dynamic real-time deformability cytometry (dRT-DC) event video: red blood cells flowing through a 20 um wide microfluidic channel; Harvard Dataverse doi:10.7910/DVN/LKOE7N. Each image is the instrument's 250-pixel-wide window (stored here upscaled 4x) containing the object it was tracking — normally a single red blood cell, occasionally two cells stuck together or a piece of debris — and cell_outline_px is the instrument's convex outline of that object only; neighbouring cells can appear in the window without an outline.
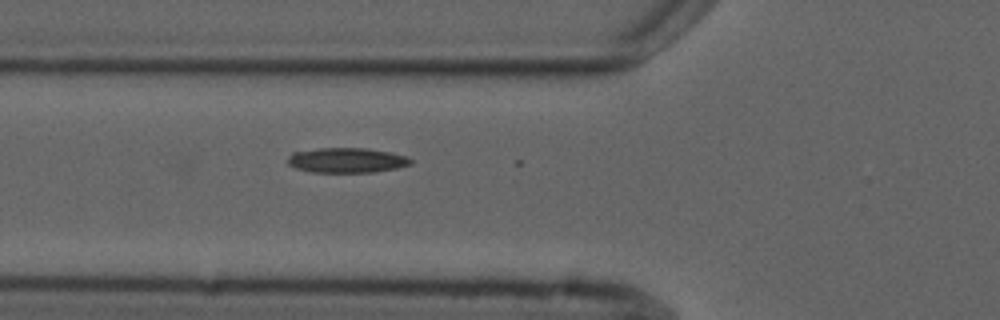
{"species": "common noctule bat (a hibernating species)", "species_latin": "Nyctalus noctula", "temperature_condition": "cold", "stored_images_in_passage": 3, "camera_frame_rate_fps": 3000, "um_per_image_px": 0.085, "animal": {"sex": "male", "forearm_length_mm": 52.5}, "frame": {"image": 1, "passage_image": 3, "time_ms": 2.333, "image_size_px": [1000, 320], "cell_outline_px": [[412, 164], [396, 168], [376, 172], [312, 172], [296, 168], [288, 164], [288, 156], [292, 152], [320, 148], [368, 148], [392, 152], [404, 156], [412, 160]], "centroid_in_image_um": [29.47, 13.62], "position_along_channel_um": 96.3, "area_um2": 17.92}}